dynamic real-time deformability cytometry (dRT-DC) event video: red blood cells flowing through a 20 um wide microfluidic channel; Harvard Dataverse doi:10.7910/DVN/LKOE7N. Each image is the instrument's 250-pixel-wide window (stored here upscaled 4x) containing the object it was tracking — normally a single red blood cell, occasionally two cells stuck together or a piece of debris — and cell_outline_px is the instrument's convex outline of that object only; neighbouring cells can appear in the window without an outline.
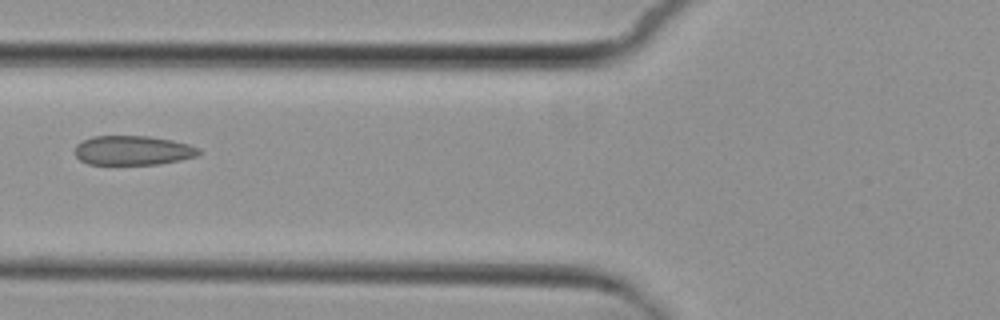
{"species": "common noctule bat (a hibernating species)", "species_latin": "Nyctalus noctula", "temperature_condition": "cold", "stored_images_in_passage": 8, "camera_frame_rate_fps": 3000, "um_per_image_px": 0.085, "animal": {"sex": "female", "body_mass_g": 29.2, "forearm_length_mm": 56.3}, "frame": {"image": 1, "passage_image": 7, "time_ms": 7.333, "image_size_px": [1000, 320], "cell_outline_px": [[200, 156], [160, 164], [88, 164], [80, 160], [76, 156], [76, 144], [92, 136], [148, 136], [172, 140], [188, 144], [200, 148]], "centroid_in_image_um": [11.33, 12.78], "position_along_channel_um": 114.5, "area_um2": 21.27}}
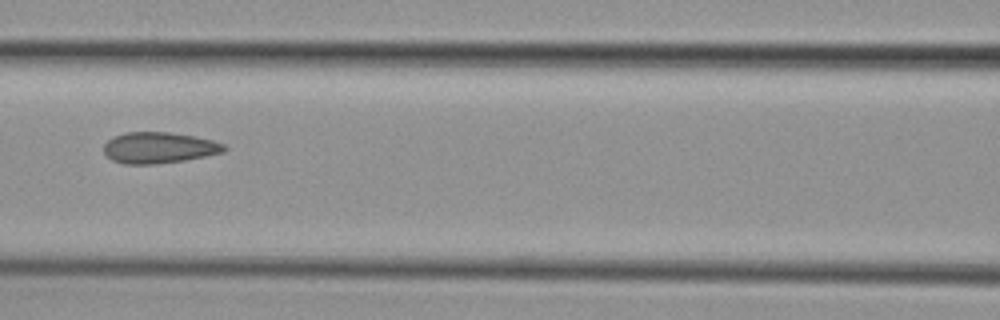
{"frame": {"image": 2, "passage_image": 8, "time_ms": 8.333, "image_size_px": [1000, 320], "cell_outline_px": [[228, 148], [224, 152], [184, 160], [152, 164], [124, 164], [112, 160], [104, 152], [104, 144], [112, 136], [124, 132], [168, 132], [192, 136], [212, 140], [224, 144]], "centroid_in_image_um": [13.48, 12.55], "position_along_channel_um": 153.1, "area_um2": 21.73}}